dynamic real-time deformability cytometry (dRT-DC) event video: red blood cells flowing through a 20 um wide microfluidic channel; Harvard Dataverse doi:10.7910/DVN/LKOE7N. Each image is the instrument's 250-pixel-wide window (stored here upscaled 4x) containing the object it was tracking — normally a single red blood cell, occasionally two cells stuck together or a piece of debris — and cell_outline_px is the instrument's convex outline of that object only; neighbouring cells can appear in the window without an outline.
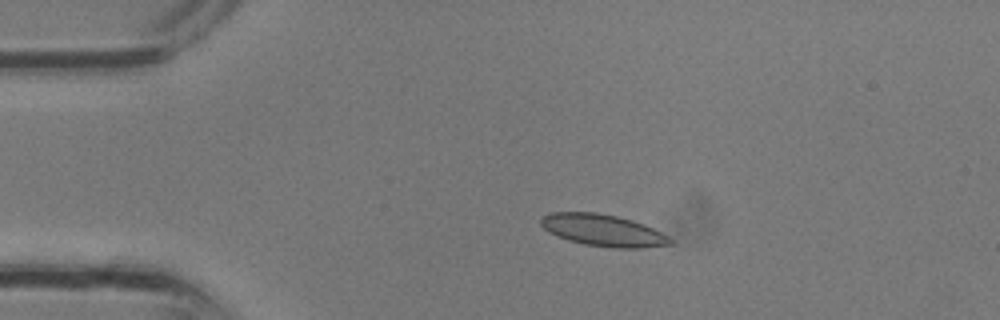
{"species": "common noctule bat (a hibernating species)", "species_latin": "Nyctalus noctula", "temperature_condition": "room temperature", "stored_images_in_passage": 27, "camera_frame_rate_fps": 3000, "um_per_image_px": 0.085, "animal": {"sex": "male", "body_mass_g": 13.3}, "frame": {"image": 1, "passage_image": 1, "time_ms": 0.0, "image_size_px": [1000, 320], "cell_outline_px": [[676, 244], [644, 248], [612, 248], [584, 244], [568, 240], [556, 236], [548, 232], [540, 224], [540, 220], [544, 216], [552, 212], [596, 212], [616, 216], [632, 220], [644, 224], [668, 236]], "centroid_in_image_um": [51.27, 19.59], "position_along_channel_um": 33.7, "area_um2": 24.1}}
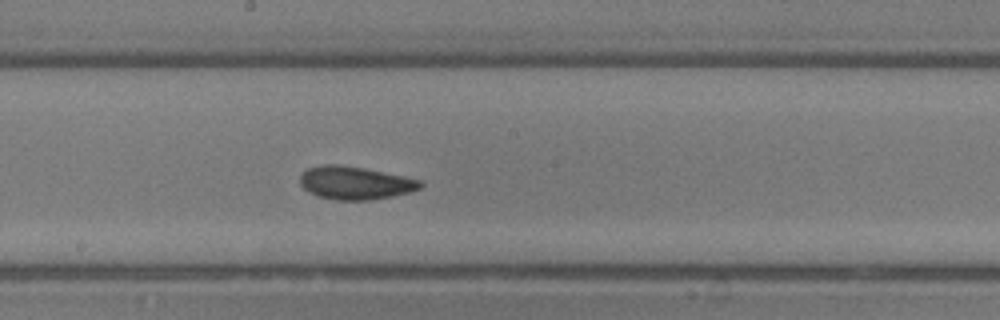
{"frame": {"image": 2, "passage_image": 12, "time_ms": 3.667, "image_size_px": [1000, 320], "cell_outline_px": [[424, 184], [420, 188], [412, 192], [392, 196], [368, 200], [336, 200], [316, 196], [308, 192], [300, 184], [300, 176], [308, 168], [324, 164], [336, 164], [360, 168], [404, 176], [420, 180]], "centroid_in_image_um": [30.18, 15.56], "position_along_channel_um": 218.0, "area_um2": 23.0}}
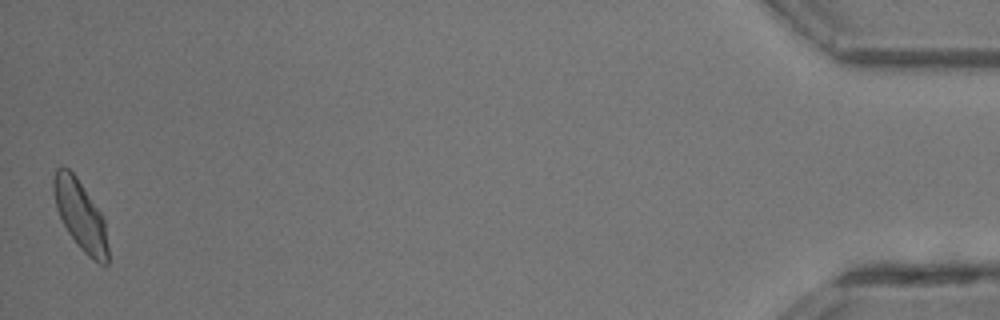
{"frame": {"image": 3, "passage_image": 27, "time_ms": 8.667, "image_size_px": [1000, 320], "cell_outline_px": [[108, 264], [100, 264], [88, 256], [80, 248], [68, 232], [56, 208], [52, 188], [52, 180], [56, 168], [68, 168], [76, 176], [104, 216], [108, 248]], "centroid_in_image_um": [6.84, 18.29], "position_along_channel_um": 428.4, "area_um2": 22.08}}